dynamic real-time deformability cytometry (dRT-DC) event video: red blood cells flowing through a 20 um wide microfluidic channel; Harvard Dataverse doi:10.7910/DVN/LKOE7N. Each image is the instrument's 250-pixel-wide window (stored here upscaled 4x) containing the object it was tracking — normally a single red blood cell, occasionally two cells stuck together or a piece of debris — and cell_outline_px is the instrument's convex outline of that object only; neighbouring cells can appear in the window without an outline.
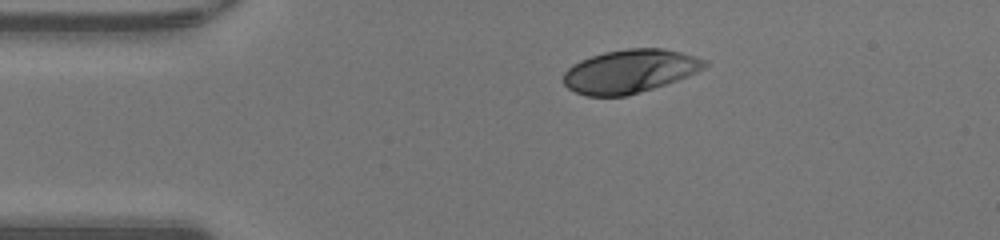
{"species": "human", "species_latin": "Homo sapiens", "temperature_condition": "warm", "stored_images_in_passage": 39, "camera_frame_rate_fps": 3000, "um_per_image_px": 0.085, "donor": {"sex": "male"}, "frame": {"image": 1, "passage_image": 1, "time_ms": 0.0, "image_size_px": [1000, 240], "cell_outline_px": [[708, 64], [704, 68], [688, 76], [628, 96], [588, 96], [576, 92], [568, 88], [564, 84], [564, 72], [568, 68], [580, 60], [604, 52], [628, 48], [660, 48], [680, 52], [708, 60]], "centroid_in_image_um": [53.53, 6.05], "position_along_channel_um": 31.5, "area_um2": 35.49}}
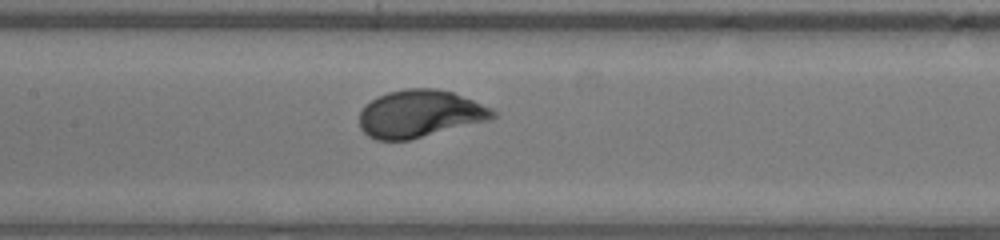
{"frame": {"image": 2, "passage_image": 14, "time_ms": 4.333, "image_size_px": [1000, 240], "cell_outline_px": [[500, 116], [492, 120], [408, 140], [376, 140], [368, 136], [360, 128], [360, 112], [376, 96], [388, 92], [408, 88], [436, 88], [452, 92], [492, 108]], "centroid_in_image_um": [35.73, 9.67], "position_along_channel_um": 171.7, "area_um2": 36.93}}
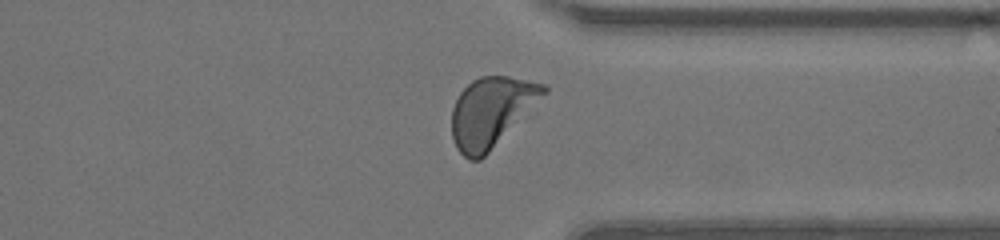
{"frame": {"image": 3, "passage_image": 28, "time_ms": 9.0, "image_size_px": [1000, 240], "cell_outline_px": [[548, 92], [480, 160], [468, 160], [456, 148], [452, 136], [452, 108], [460, 92], [472, 80], [480, 76], [508, 76], [544, 84], [548, 88]], "centroid_in_image_um": [41.74, 9.5], "position_along_channel_um": 369.7, "area_um2": 36.82}, "authors_computed_cell_mechanics": {"area_um2": 36.5874, "velocity_mm_per_s": 4.2951, "shape_relaxation_time_tau1_ms": 2.3278, "shape_relaxation_time_tau2_ms": null, "deformation_change_tau1": 0.2028, "deformation_change_tau2": null}}